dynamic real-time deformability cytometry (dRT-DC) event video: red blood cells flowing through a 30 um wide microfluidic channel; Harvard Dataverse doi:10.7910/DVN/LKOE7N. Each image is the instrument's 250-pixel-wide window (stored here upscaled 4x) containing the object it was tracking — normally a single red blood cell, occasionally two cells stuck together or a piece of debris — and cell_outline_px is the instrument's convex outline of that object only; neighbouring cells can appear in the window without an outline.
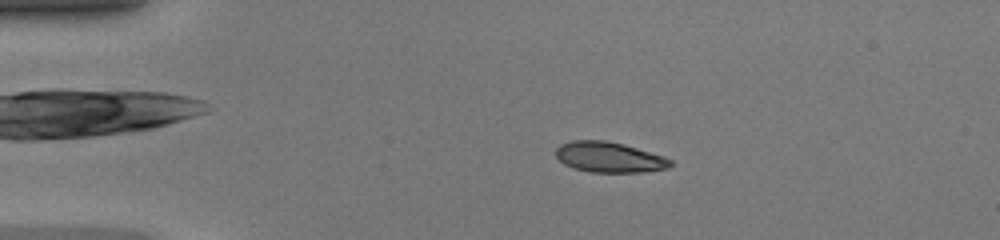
{"species": "common noctule bat (a hibernating species)", "species_latin": "Nyctalus noctula", "temperature_condition": "warm", "stored_images_in_passage": 47, "camera_frame_rate_fps": 3000, "um_per_image_px": 0.085, "animal": {"sex": "female", "body_mass_g": 20.0, "forearm_length_mm": 54.0}, "frame": {"image": 1, "passage_image": 9, "time_ms": 2.667, "image_size_px": [1000, 240], "cell_outline_px": [[672, 164], [668, 168], [644, 172], [588, 172], [572, 168], [564, 164], [556, 156], [556, 148], [560, 144], [572, 140], [604, 140], [624, 144], [664, 156], [672, 160]], "centroid_in_image_um": [51.77, 13.36], "position_along_channel_um": 33.2, "area_um2": 20.46}}
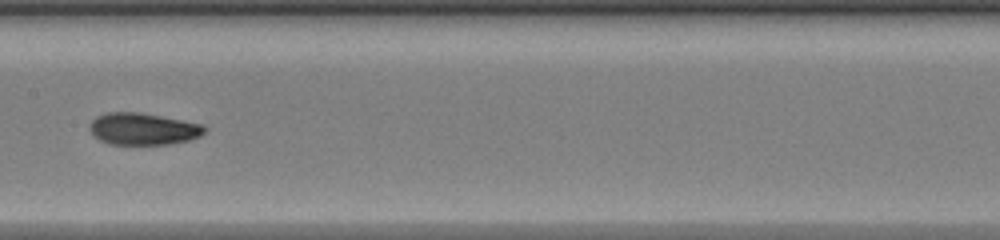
{"frame": {"image": 2, "passage_image": 24, "time_ms": 7.667, "image_size_px": [1000, 240], "cell_outline_px": [[208, 128], [200, 136], [188, 140], [168, 144], [108, 144], [100, 140], [88, 128], [88, 124], [96, 116], [108, 112], [140, 112], [204, 124]], "centroid_in_image_um": [12.16, 10.95], "position_along_channel_um": 195.2, "area_um2": 21.44}}
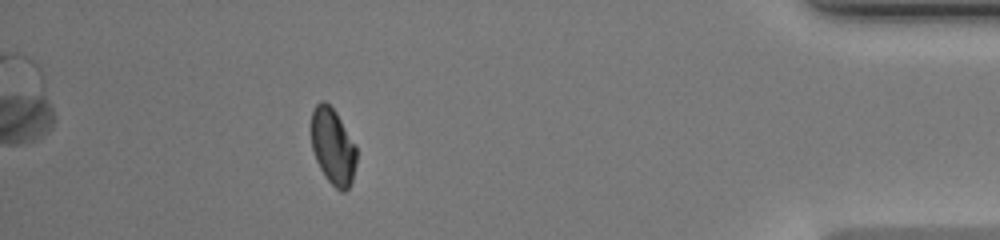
{"frame": {"image": 3, "passage_image": 42, "time_ms": 13.667, "image_size_px": [1000, 240], "cell_outline_px": [[356, 164], [352, 180], [348, 188], [344, 192], [340, 192], [324, 176], [316, 160], [312, 148], [312, 108], [320, 100], [324, 100], [336, 112], [356, 144]], "centroid_in_image_um": [28.3, 12.45], "position_along_channel_um": 406.9, "area_um2": 20.17}, "authors_computed_cell_mechanics": {"area_um2": 20.9236, "velocity_mm_per_s": 4.3247, "shape_relaxation_time_tau1_ms": 6.2938, "shape_relaxation_time_tau2_ms": 1.2834, "deformation_change_tau1": 0.2235, "deformation_change_tau2": 0.0371}}